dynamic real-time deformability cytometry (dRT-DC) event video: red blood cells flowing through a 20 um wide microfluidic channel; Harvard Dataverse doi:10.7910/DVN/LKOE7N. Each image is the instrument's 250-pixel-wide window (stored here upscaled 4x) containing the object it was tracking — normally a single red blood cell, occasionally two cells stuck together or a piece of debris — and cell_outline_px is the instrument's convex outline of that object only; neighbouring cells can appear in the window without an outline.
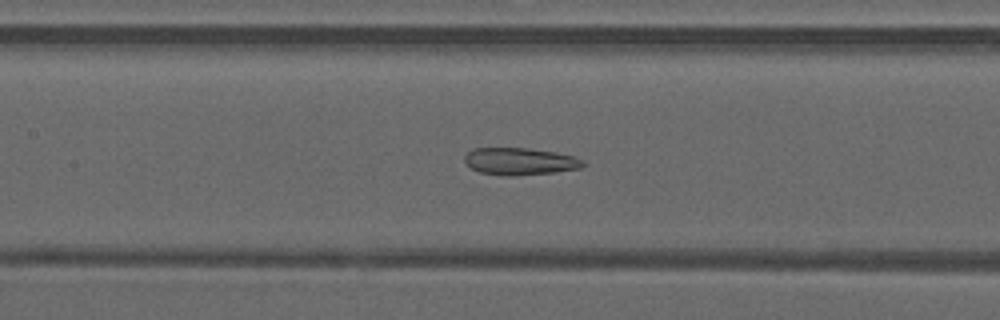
{"species": "common noctule bat (a hibernating species)", "species_latin": "Nyctalus noctula", "temperature_condition": "warm", "stored_images_in_passage": 30, "camera_frame_rate_fps": 3000, "um_per_image_px": 0.085, "animal": {"sex": "male", "forearm_length_mm": 52.5}, "frame": {"image": 1, "passage_image": 22, "time_ms": 7.0, "image_size_px": [1000, 320], "cell_outline_px": [[588, 164], [580, 168], [556, 172], [516, 176], [500, 176], [480, 172], [472, 168], [464, 160], [464, 156], [472, 148], [528, 148], [556, 152], [572, 156], [584, 160]], "centroid_in_image_um": [44.22, 13.72], "position_along_channel_um": 163.2, "area_um2": 18.96}}
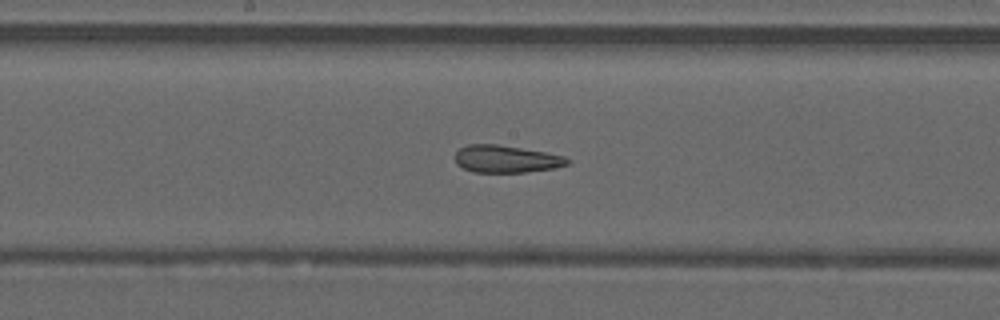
{"frame": {"image": 2, "passage_image": 25, "time_ms": 8.0, "image_size_px": [1000, 320], "cell_outline_px": [[572, 160], [568, 164], [552, 168], [524, 172], [472, 172], [456, 164], [456, 152], [460, 148], [468, 144], [496, 144], [544, 152], [564, 156]], "centroid_in_image_um": [43.01, 13.51], "position_along_channel_um": 205.2, "area_um2": 17.69}}
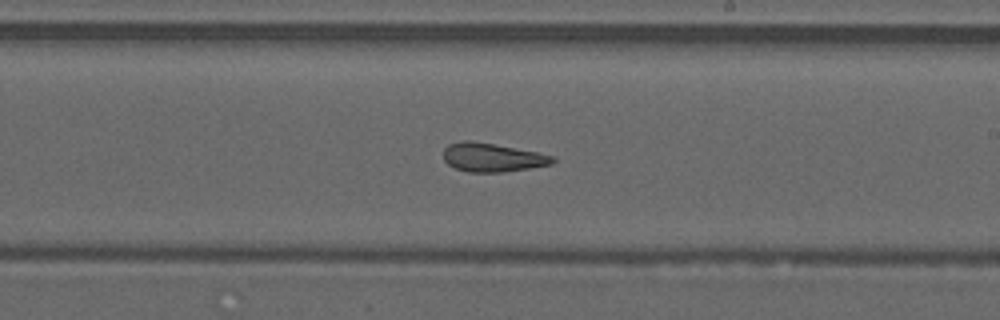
{"frame": {"image": 3, "passage_image": 28, "time_ms": 9.0, "image_size_px": [1000, 320], "cell_outline_px": [[556, 160], [552, 164], [504, 172], [468, 172], [456, 168], [448, 164], [444, 160], [444, 148], [448, 144], [460, 140], [468, 140], [492, 144], [536, 152], [556, 156]], "centroid_in_image_um": [41.84, 13.38], "position_along_channel_um": 247.2, "area_um2": 18.15}}